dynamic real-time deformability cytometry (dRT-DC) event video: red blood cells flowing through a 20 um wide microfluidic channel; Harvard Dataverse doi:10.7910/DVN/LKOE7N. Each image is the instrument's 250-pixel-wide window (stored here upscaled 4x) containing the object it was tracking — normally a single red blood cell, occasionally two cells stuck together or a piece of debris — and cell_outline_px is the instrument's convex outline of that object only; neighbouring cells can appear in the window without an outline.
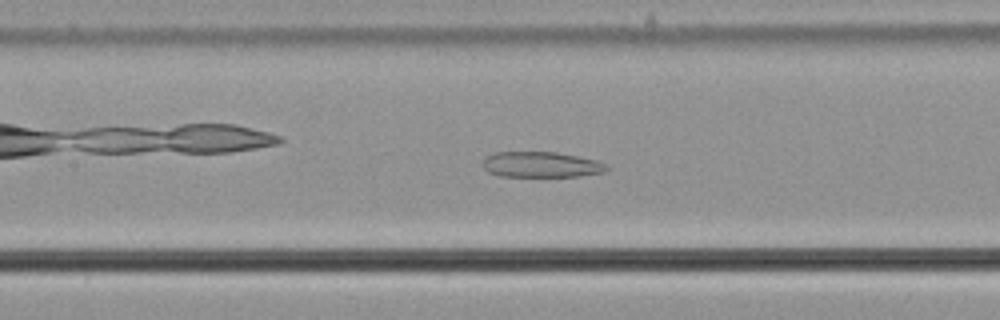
{"species": "common noctule bat (a hibernating species)", "species_latin": "Nyctalus noctula", "temperature_condition": "cold", "stored_images_in_passage": 49, "camera_frame_rate_fps": 3000, "um_per_image_px": 0.085, "animal": {"sex": "male", "body_mass_g": 21.5, "forearm_length_mm": 52.0}, "frame": {"image": 1, "passage_image": 18, "time_ms": 5.667, "image_size_px": [1000, 320], "cell_outline_px": [[608, 168], [604, 172], [580, 176], [500, 176], [488, 172], [484, 168], [484, 156], [492, 152], [556, 152], [596, 160], [604, 164]], "centroid_in_image_um": [45.95, 13.98], "position_along_channel_um": 161.4, "area_um2": 18.38}}
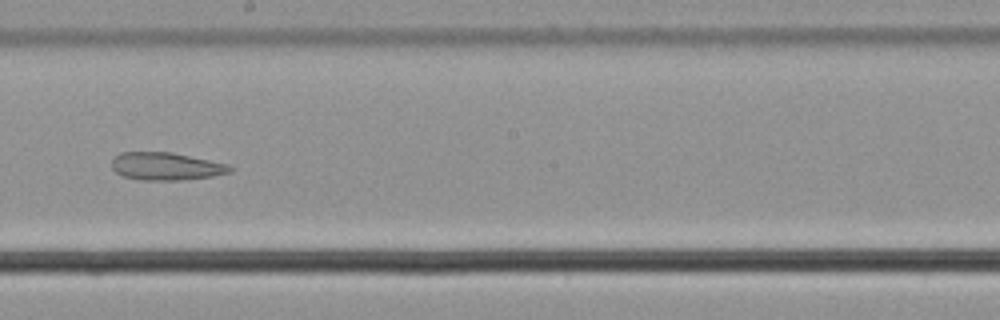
{"frame": {"image": 2, "passage_image": 24, "time_ms": 7.667, "image_size_px": [1000, 320], "cell_outline_px": [[232, 172], [212, 176], [180, 180], [140, 180], [124, 176], [116, 172], [112, 168], [112, 160], [120, 152], [172, 152], [228, 164], [232, 168]], "centroid_in_image_um": [14.11, 14.13], "position_along_channel_um": 234.1, "area_um2": 19.02}}
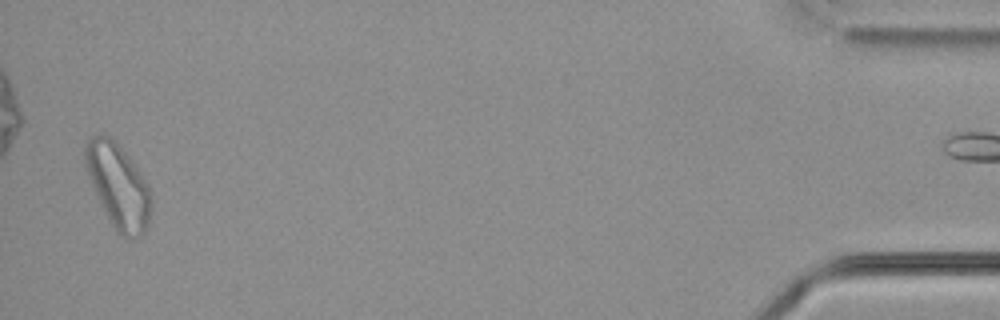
{"frame": {"image": 3, "passage_image": 47, "time_ms": 15.333, "image_size_px": [1000, 320], "cell_outline_px": [[152, 204], [148, 228], [140, 236], [120, 236], [116, 232], [96, 192], [88, 172], [84, 160], [84, 144], [92, 136], [108, 136], [128, 156], [144, 180], [152, 196]], "centroid_in_image_um": [10.07, 15.83], "position_along_channel_um": 425.1, "area_um2": 31.27}}